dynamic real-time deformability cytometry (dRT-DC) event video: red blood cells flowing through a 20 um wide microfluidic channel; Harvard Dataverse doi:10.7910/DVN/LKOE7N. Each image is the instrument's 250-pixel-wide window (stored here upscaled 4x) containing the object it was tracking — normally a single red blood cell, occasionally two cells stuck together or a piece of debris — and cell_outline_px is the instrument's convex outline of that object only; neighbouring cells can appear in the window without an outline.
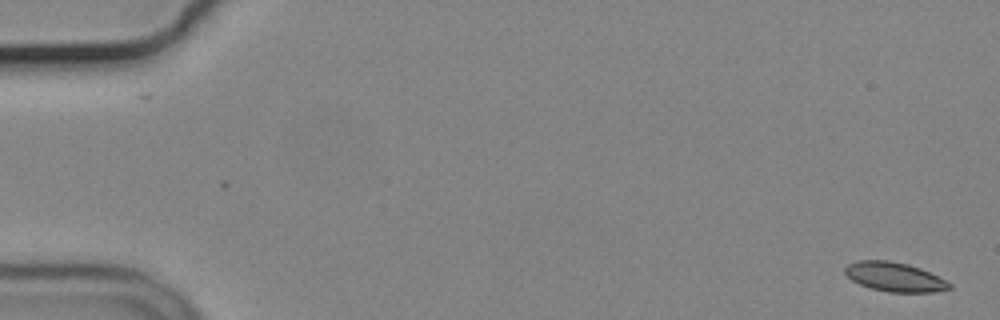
{"species": "common noctule bat (a hibernating species)", "species_latin": "Nyctalus noctula", "temperature_condition": "cold", "stored_images_in_passage": 56, "camera_frame_rate_fps": 3000, "um_per_image_px": 0.085, "animal": {"sex": "male", "body_mass_g": 19.2, "forearm_length_mm": 51.8}, "frame": {"image": 1, "passage_image": 1, "time_ms": 0.0, "image_size_px": [1000, 320], "cell_outline_px": [[952, 288], [932, 292], [888, 292], [872, 288], [860, 284], [852, 280], [844, 272], [844, 268], [848, 264], [860, 260], [888, 260], [908, 264], [920, 268], [952, 284]], "centroid_in_image_um": [76.02, 23.53], "position_along_channel_um": 9.0, "area_um2": 17.57}}
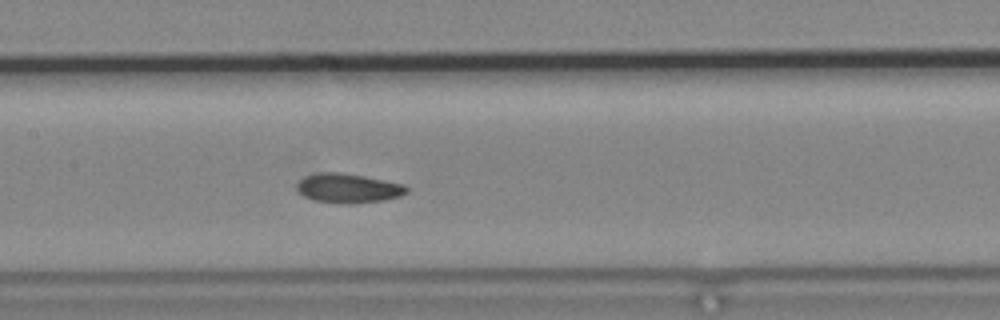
{"frame": {"image": 2, "passage_image": 27, "time_ms": 8.667, "image_size_px": [1000, 320], "cell_outline_px": [[408, 192], [400, 196], [384, 200], [352, 204], [348, 204], [312, 200], [304, 196], [296, 188], [296, 184], [304, 176], [320, 172], [340, 172], [364, 176], [404, 184], [408, 188]], "centroid_in_image_um": [29.59, 16.0], "position_along_channel_um": 177.8, "area_um2": 18.84}}
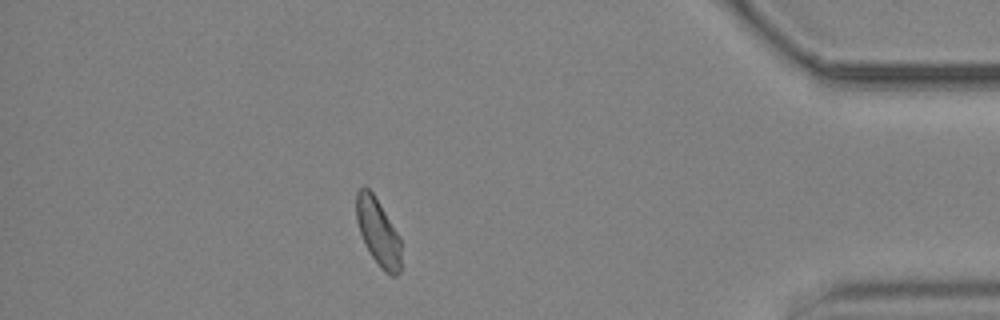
{"frame": {"image": 3, "passage_image": 49, "time_ms": 16.0, "image_size_px": [1000, 320], "cell_outline_px": [[400, 272], [396, 276], [392, 276], [384, 272], [380, 268], [364, 244], [356, 220], [356, 192], [364, 184], [372, 192], [380, 204], [400, 236]], "centroid_in_image_um": [32.12, 19.72], "position_along_channel_um": 403.1, "area_um2": 17.57}, "authors_computed_cell_mechanics": {"area_um2": 18.1781, "velocity_mm_per_s": 3.6681, "shape_relaxation_time_tau1_ms": 9.3802, "shape_relaxation_time_tau2_ms": 2.5775, "deformation_change_tau1": 0.1186, "deformation_change_tau2": 0.0737}}